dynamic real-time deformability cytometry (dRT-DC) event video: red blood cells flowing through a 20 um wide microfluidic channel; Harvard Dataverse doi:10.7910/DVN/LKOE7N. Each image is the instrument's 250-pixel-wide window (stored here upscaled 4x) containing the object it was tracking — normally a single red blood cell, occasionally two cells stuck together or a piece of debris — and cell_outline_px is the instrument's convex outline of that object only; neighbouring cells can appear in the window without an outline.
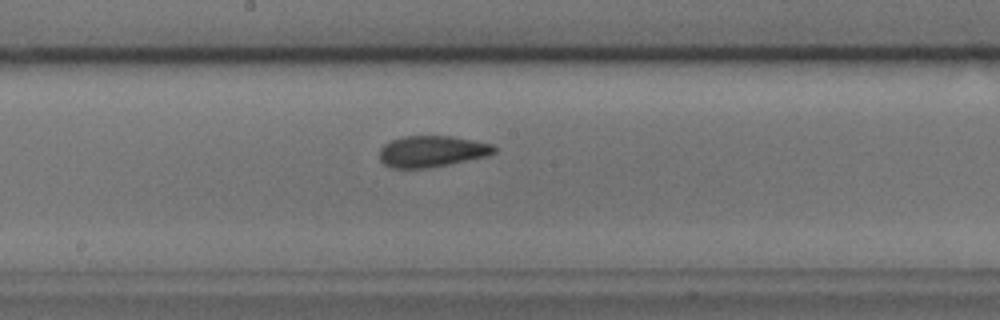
{"species": "common noctule bat (a hibernating species)", "species_latin": "Nyctalus noctula", "temperature_condition": "cold", "stored_images_in_passage": 38, "camera_frame_rate_fps": 3000, "um_per_image_px": 0.085, "animal": {"sex": "male", "body_mass_g": 17.9, "forearm_length_mm": 54.2}, "frame": {"image": 1, "passage_image": 19, "time_ms": 6.0, "image_size_px": [1000, 320], "cell_outline_px": [[496, 152], [488, 156], [428, 168], [392, 168], [384, 164], [380, 160], [380, 148], [384, 144], [392, 140], [404, 136], [452, 136], [492, 144], [496, 148]], "centroid_in_image_um": [36.71, 12.86], "position_along_channel_um": 211.5, "area_um2": 20.87}}
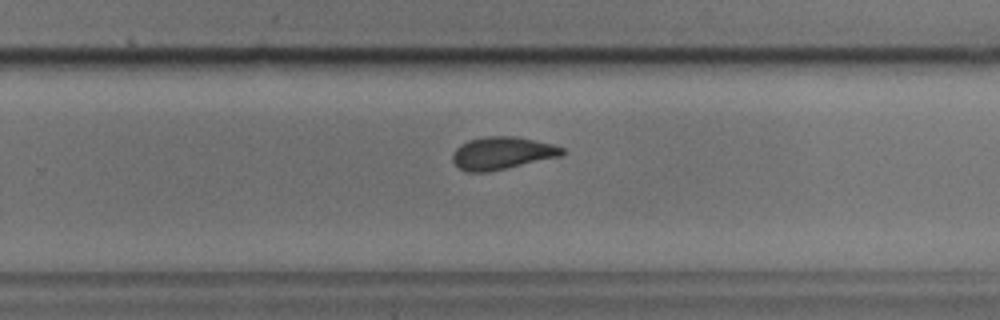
{"frame": {"image": 2, "passage_image": 25, "time_ms": 8.0, "image_size_px": [1000, 320], "cell_outline_px": [[564, 152], [560, 156], [488, 172], [468, 172], [460, 168], [452, 160], [452, 152], [460, 144], [468, 140], [484, 136], [516, 136], [552, 144], [564, 148]], "centroid_in_image_um": [42.64, 13.0], "position_along_channel_um": 287.2, "area_um2": 20.69}}
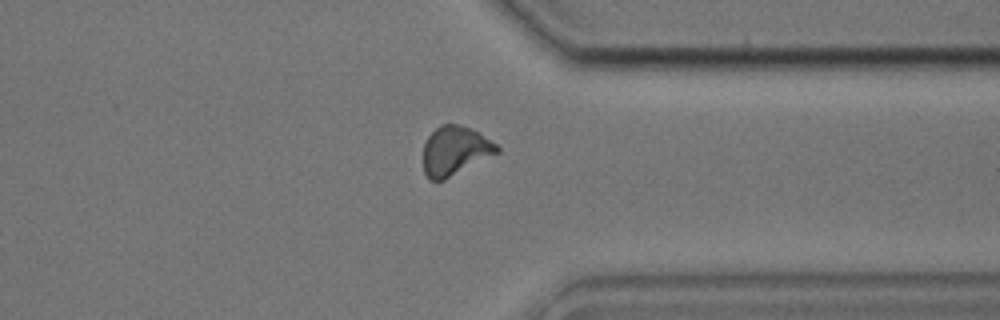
{"frame": {"image": 3, "passage_image": 32, "time_ms": 10.333, "image_size_px": [1000, 320], "cell_outline_px": [[500, 152], [444, 180], [428, 180], [424, 172], [424, 144], [428, 136], [440, 124], [460, 124], [480, 132], [496, 144], [500, 148]], "centroid_in_image_um": [38.68, 12.81], "position_along_channel_um": 372.7, "area_um2": 21.15}, "authors_computed_cell_mechanics": {"area_um2": 20.8658, "velocity_mm_per_s": 3.7987, "shape_relaxation_time_tau1_ms": 9.441, "shape_relaxation_time_tau2_ms": 1.9161, "deformation_change_tau1": 0.167, "deformation_change_tau2": 0.0596}}